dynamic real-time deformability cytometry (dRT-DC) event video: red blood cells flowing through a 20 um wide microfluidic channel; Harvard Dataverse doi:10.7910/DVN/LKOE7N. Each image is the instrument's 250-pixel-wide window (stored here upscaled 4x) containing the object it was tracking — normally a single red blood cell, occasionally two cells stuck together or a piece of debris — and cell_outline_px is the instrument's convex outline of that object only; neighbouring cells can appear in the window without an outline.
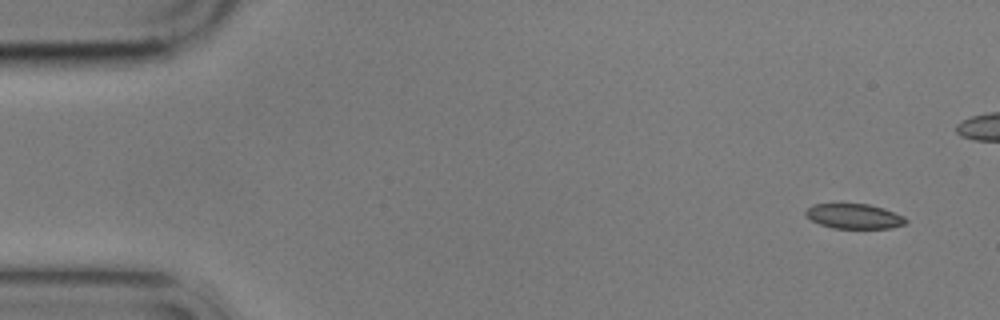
{"species": "common noctule bat (a hibernating species)", "species_latin": "Nyctalus noctula", "temperature_condition": "cold", "stored_images_in_passage": 17, "camera_frame_rate_fps": 3000, "um_per_image_px": 0.085, "animal": {"sex": "male", "body_mass_g": 17.9}, "frame": {"image": 1, "passage_image": 1, "time_ms": 0.0, "image_size_px": [1000, 320], "cell_outline_px": [[908, 220], [904, 224], [892, 228], [832, 228], [820, 224], [812, 220], [804, 212], [812, 204], [868, 204], [884, 208], [904, 216]], "centroid_in_image_um": [72.62, 18.38], "position_along_channel_um": 12.4, "area_um2": 14.45}}
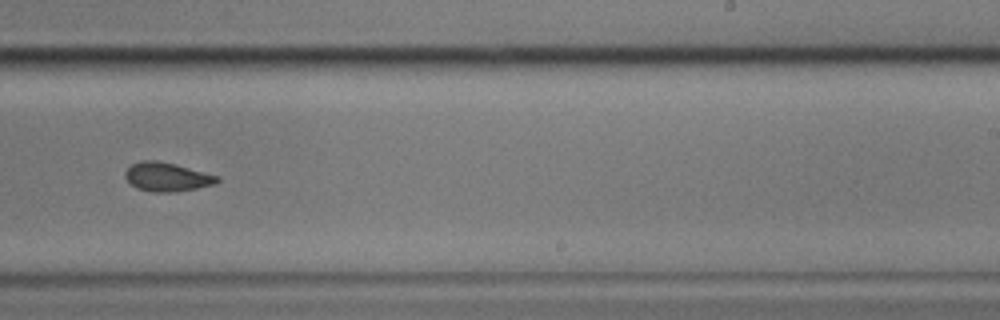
{"frame": {"image": 2, "passage_image": 10, "time_ms": 10.667, "image_size_px": [1000, 320], "cell_outline_px": [[220, 180], [216, 184], [176, 192], [152, 192], [136, 188], [124, 176], [124, 172], [132, 164], [140, 160], [156, 160], [176, 164], [220, 176]], "centroid_in_image_um": [14.21, 15.03], "position_along_channel_um": 274.8, "area_um2": 15.61}}
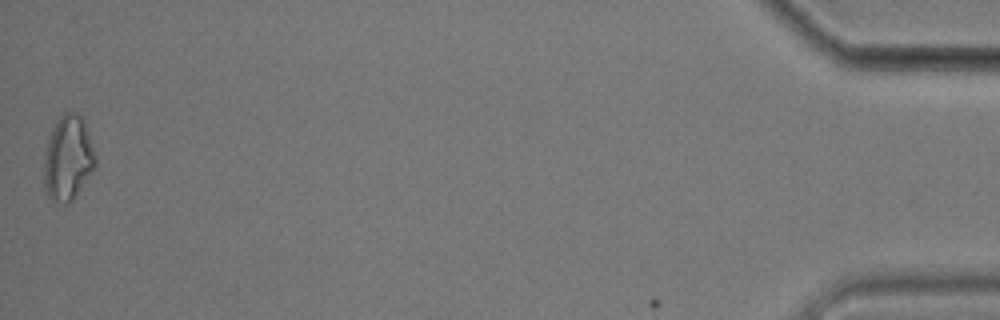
{"frame": {"image": 3, "passage_image": 17, "time_ms": 20.0, "image_size_px": [1000, 320], "cell_outline_px": [[96, 164], [72, 200], [68, 204], [64, 204], [52, 200], [48, 196], [44, 184], [44, 156], [48, 136], [56, 120], [64, 112], [76, 112], [80, 116], [84, 124], [96, 156]], "centroid_in_image_um": [5.74, 13.43], "position_along_channel_um": 429.5, "area_um2": 25.09}}